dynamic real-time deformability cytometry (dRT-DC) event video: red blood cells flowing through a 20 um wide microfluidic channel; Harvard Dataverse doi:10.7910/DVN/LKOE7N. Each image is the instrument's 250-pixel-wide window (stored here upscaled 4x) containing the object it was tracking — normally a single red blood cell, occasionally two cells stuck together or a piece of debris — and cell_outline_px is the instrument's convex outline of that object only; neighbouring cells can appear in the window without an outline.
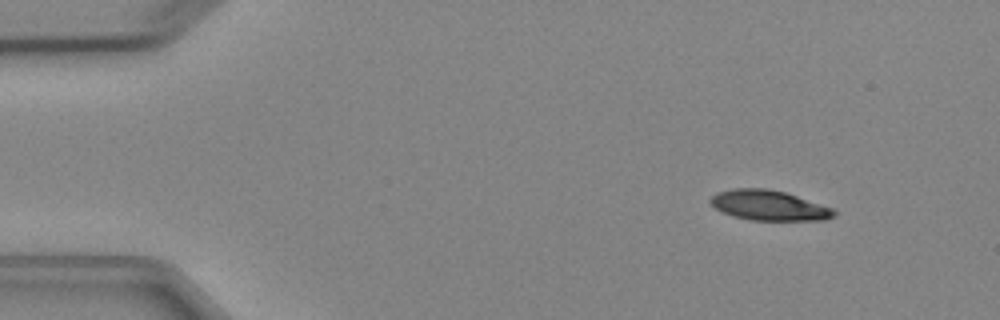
{"species": "Egyptian fruit bat (a non-hibernating species)", "species_latin": "Rousettus aegyptiacus", "temperature_condition": "cold", "stored_images_in_passage": 5, "camera_frame_rate_fps": 3000, "um_per_image_px": 0.085, "animal": {"sex": "female"}, "frame": {"image": 1, "passage_image": 1, "time_ms": 0.0, "image_size_px": [1000, 320], "cell_outline_px": [[836, 216], [824, 220], [752, 220], [732, 216], [716, 208], [708, 200], [716, 192], [732, 188], [768, 188], [784, 192], [832, 208], [836, 212]], "centroid_in_image_um": [65.33, 17.45], "position_along_channel_um": 19.7, "area_um2": 21.56}}
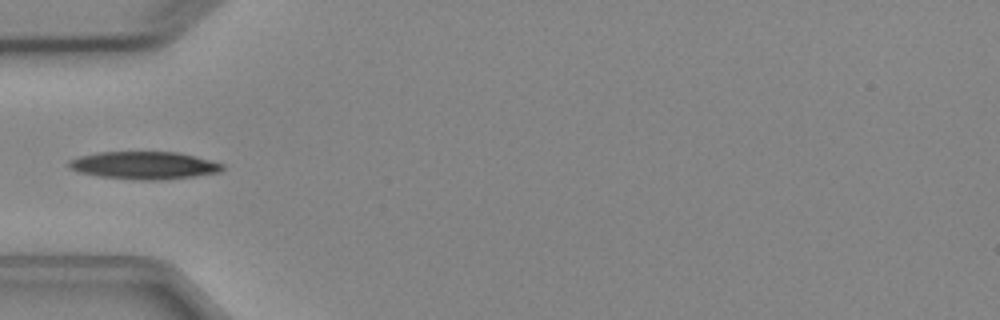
{"frame": {"image": 2, "passage_image": 4, "time_ms": 3.667, "image_size_px": [1000, 320], "cell_outline_px": [[224, 168], [220, 172], [196, 176], [160, 180], [144, 180], [100, 176], [80, 172], [68, 168], [68, 160], [80, 156], [96, 152], [176, 152], [224, 164]], "centroid_in_image_um": [12.23, 14.05], "position_along_channel_um": 72.8, "area_um2": 24.51}}
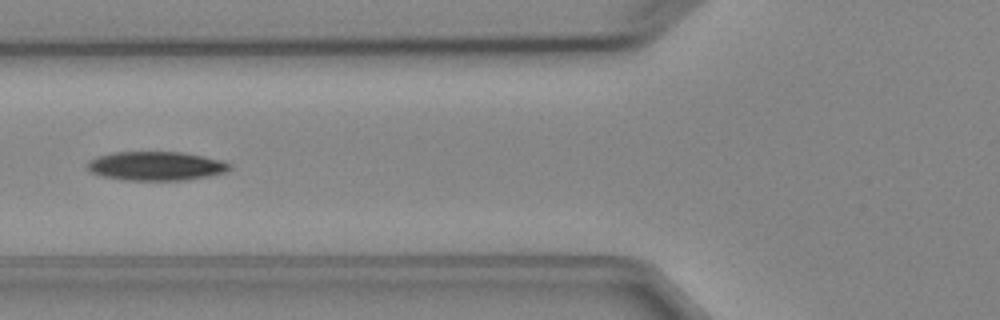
{"frame": {"image": 3, "passage_image": 5, "time_ms": 4.667, "image_size_px": [1000, 320], "cell_outline_px": [[232, 168], [228, 172], [208, 176], [184, 180], [128, 180], [100, 176], [92, 172], [88, 168], [88, 160], [96, 156], [112, 152], [184, 152], [224, 160], [232, 164]], "centroid_in_image_um": [13.31, 14.1], "position_along_channel_um": 112.5, "area_um2": 24.28}}